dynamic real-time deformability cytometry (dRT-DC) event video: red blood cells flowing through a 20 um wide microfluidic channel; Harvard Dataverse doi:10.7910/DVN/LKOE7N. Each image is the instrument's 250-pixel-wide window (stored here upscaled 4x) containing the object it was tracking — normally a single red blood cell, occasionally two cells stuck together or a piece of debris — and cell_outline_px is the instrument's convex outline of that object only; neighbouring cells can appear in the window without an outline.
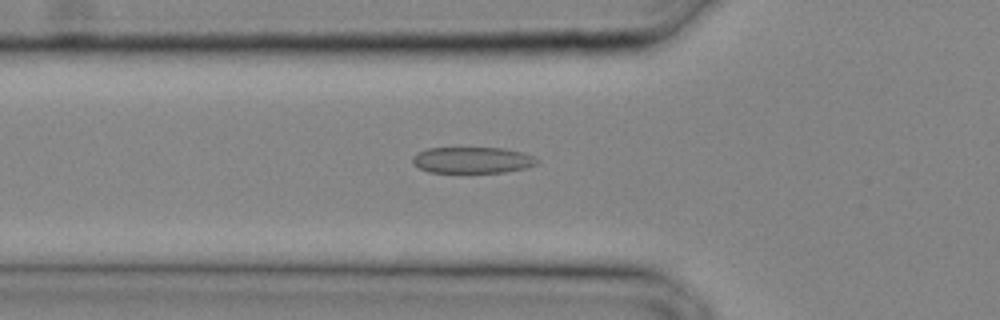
{"species": "common noctule bat (a hibernating species)", "species_latin": "Nyctalus noctula", "temperature_condition": "cold", "stored_images_in_passage": 23, "camera_frame_rate_fps": 3000, "um_per_image_px": 0.085, "animal": {"sex": "male", "body_mass_g": 20.4}, "frame": {"image": 1, "passage_image": 4, "time_ms": 1.0, "image_size_px": [1000, 320], "cell_outline_px": [[540, 160], [536, 164], [528, 168], [504, 172], [428, 172], [412, 164], [412, 156], [416, 152], [428, 148], [504, 148], [524, 152]], "centroid_in_image_um": [40.15, 13.6], "position_along_channel_um": 85.7, "area_um2": 19.19}}
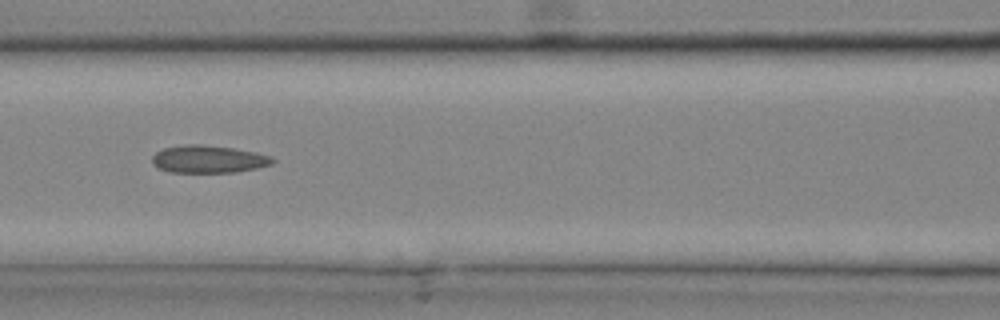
{"frame": {"image": 2, "passage_image": 7, "time_ms": 2.0, "image_size_px": [1000, 320], "cell_outline_px": [[276, 160], [272, 164], [256, 168], [236, 172], [168, 172], [156, 168], [152, 164], [152, 156], [156, 152], [164, 148], [184, 144], [204, 144], [232, 148], [256, 152], [272, 156]], "centroid_in_image_um": [17.7, 13.52], "position_along_channel_um": 148.9, "area_um2": 19.54}}